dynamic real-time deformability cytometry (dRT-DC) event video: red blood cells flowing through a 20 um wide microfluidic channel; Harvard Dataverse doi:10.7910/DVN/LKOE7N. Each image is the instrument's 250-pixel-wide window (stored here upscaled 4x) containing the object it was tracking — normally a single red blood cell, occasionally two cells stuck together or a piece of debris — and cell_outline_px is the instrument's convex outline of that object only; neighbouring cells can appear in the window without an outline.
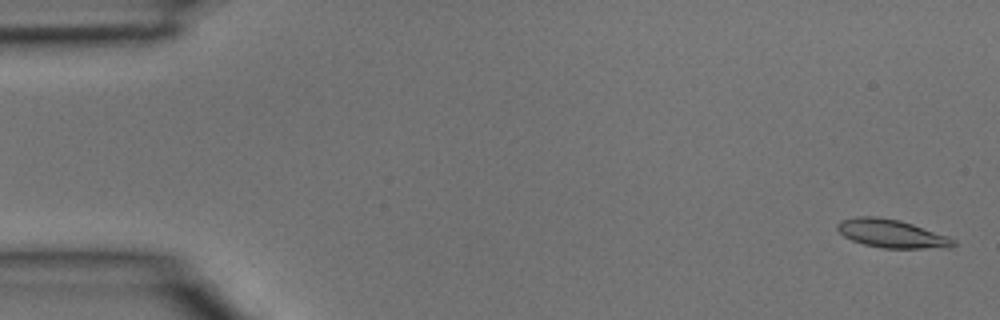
{"species": "common noctule bat (a hibernating species)", "species_latin": "Nyctalus noctula", "temperature_condition": "room temperature", "stored_images_in_passage": 4, "camera_frame_rate_fps": 3000, "um_per_image_px": 0.085, "animal": {"sex": "male", "body_mass_g": 15.6}, "frame": {"image": 1, "passage_image": 1, "time_ms": 0.0, "image_size_px": [1000, 320], "cell_outline_px": [[956, 244], [948, 248], [884, 248], [864, 244], [852, 240], [844, 236], [836, 228], [836, 224], [840, 220], [860, 216], [876, 216], [900, 220], [948, 236], [956, 240]], "centroid_in_image_um": [75.79, 19.85], "position_along_channel_um": 9.2, "area_um2": 19.07}}
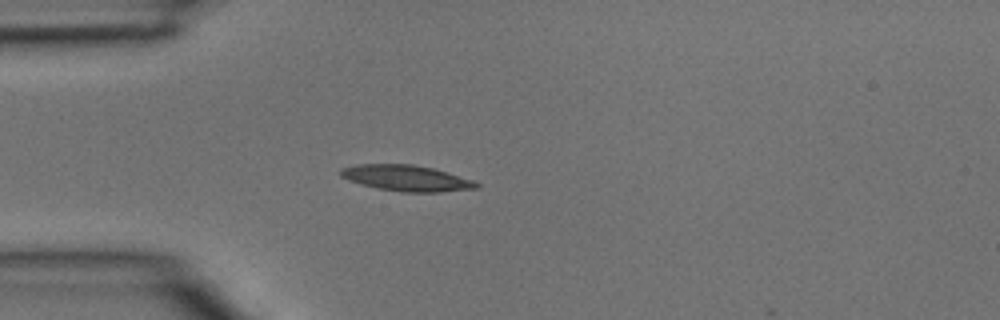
{"frame": {"image": 2, "passage_image": 4, "time_ms": 1.0, "image_size_px": [1000, 320], "cell_outline_px": [[480, 188], [440, 192], [400, 192], [376, 188], [360, 184], [348, 180], [340, 176], [340, 168], [356, 164], [412, 164], [432, 168], [472, 180], [480, 184]], "centroid_in_image_um": [34.51, 15.14], "position_along_channel_um": 50.5, "area_um2": 20.58}}